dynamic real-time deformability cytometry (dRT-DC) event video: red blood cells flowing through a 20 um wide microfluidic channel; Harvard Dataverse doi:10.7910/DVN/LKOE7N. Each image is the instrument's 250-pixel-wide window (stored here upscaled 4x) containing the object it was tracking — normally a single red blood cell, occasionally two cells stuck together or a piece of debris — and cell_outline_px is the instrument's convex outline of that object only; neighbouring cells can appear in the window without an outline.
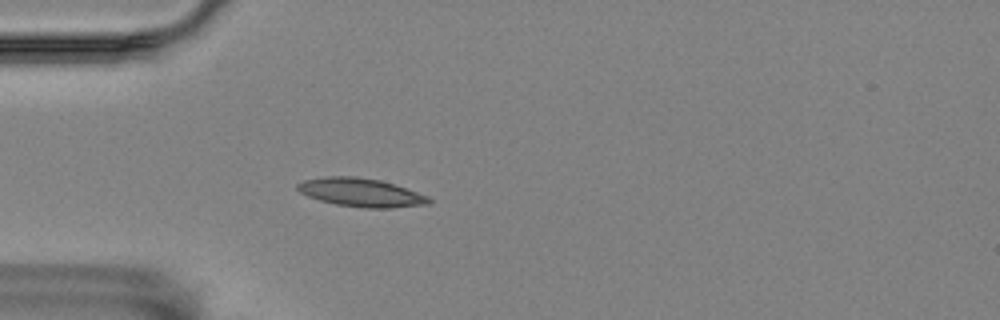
{"species": "Egyptian fruit bat (a non-hibernating species)", "species_latin": "Rousettus aegyptiacus", "temperature_condition": "room temperature", "stored_images_in_passage": 42, "camera_frame_rate_fps": 3000, "um_per_image_px": 0.085, "animal": {"sex": "female"}, "frame": {"image": 1, "passage_image": 2, "time_ms": 0.333, "image_size_px": [1000, 320], "cell_outline_px": [[432, 204], [392, 208], [364, 208], [336, 204], [320, 200], [308, 196], [300, 192], [296, 188], [296, 184], [304, 180], [328, 176], [356, 176], [380, 180], [428, 196], [432, 200]], "centroid_in_image_um": [30.69, 16.37], "position_along_channel_um": 54.3, "area_um2": 21.73}}
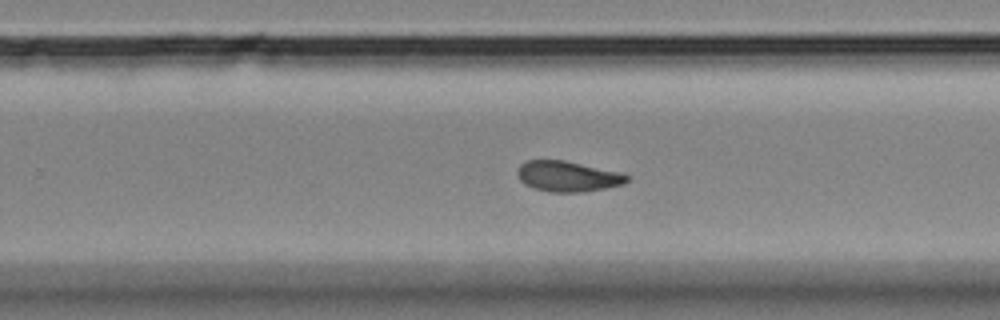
{"frame": {"image": 2, "passage_image": 22, "time_ms": 7.0, "image_size_px": [1000, 320], "cell_outline_px": [[632, 176], [624, 184], [584, 192], [552, 192], [532, 188], [524, 184], [520, 180], [516, 172], [520, 164], [528, 160], [564, 160], [624, 172]], "centroid_in_image_um": [48.29, 14.98], "position_along_channel_um": 281.5, "area_um2": 19.83}}
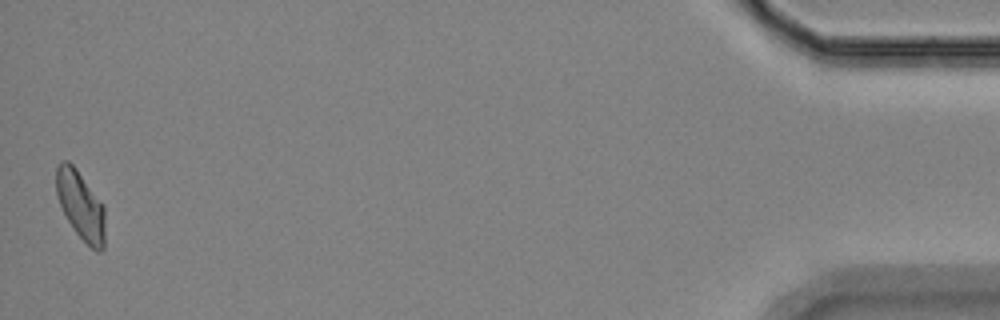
{"frame": {"image": 3, "passage_image": 42, "time_ms": 13.667, "image_size_px": [1000, 320], "cell_outline_px": [[104, 248], [100, 252], [96, 252], [76, 232], [68, 220], [56, 196], [56, 168], [60, 160], [68, 160], [76, 168], [104, 204]], "centroid_in_image_um": [6.86, 17.42], "position_along_channel_um": 428.3, "area_um2": 19.48}, "authors_computed_cell_mechanics": {"area_um2": 19.2763, "velocity_mm_per_s": 3.5132, "shape_relaxation_time_tau1_ms": null, "shape_relaxation_time_tau2_ms": 8.5941, "deformation_change_tau1": null, "deformation_change_tau2": 0.1377}}